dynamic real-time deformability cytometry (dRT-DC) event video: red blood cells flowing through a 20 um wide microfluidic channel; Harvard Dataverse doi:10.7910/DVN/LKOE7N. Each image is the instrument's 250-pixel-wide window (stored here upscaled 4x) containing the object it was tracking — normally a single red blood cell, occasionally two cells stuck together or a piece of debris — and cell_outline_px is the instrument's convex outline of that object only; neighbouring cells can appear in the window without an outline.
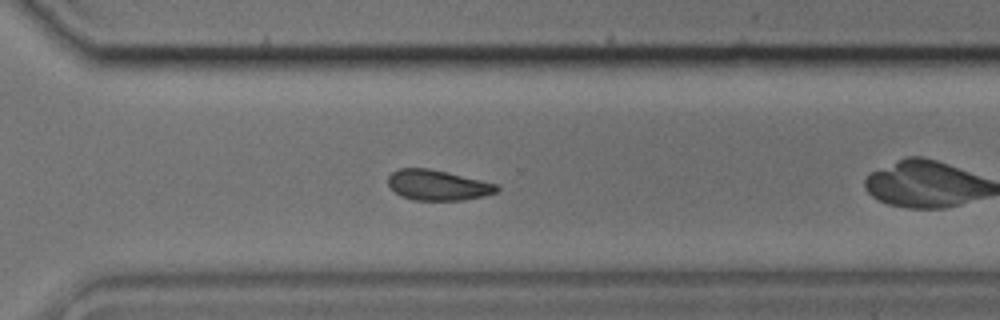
{"species": "common noctule bat (a hibernating species)", "species_latin": "Nyctalus noctula", "temperature_condition": "cold", "stored_images_in_passage": 39, "camera_frame_rate_fps": 3000, "um_per_image_px": 0.085, "animal": {"sex": "male", "body_mass_g": 17.9, "forearm_length_mm": 54.2}, "frame": {"image": 1, "passage_image": 23, "time_ms": 7.333, "image_size_px": [1000, 320], "cell_outline_px": [[500, 188], [496, 192], [484, 196], [464, 200], [412, 200], [400, 196], [388, 184], [388, 176], [396, 168], [428, 168], [480, 180], [496, 184]], "centroid_in_image_um": [37.17, 15.74], "position_along_channel_um": 333.4, "area_um2": 19.13}}